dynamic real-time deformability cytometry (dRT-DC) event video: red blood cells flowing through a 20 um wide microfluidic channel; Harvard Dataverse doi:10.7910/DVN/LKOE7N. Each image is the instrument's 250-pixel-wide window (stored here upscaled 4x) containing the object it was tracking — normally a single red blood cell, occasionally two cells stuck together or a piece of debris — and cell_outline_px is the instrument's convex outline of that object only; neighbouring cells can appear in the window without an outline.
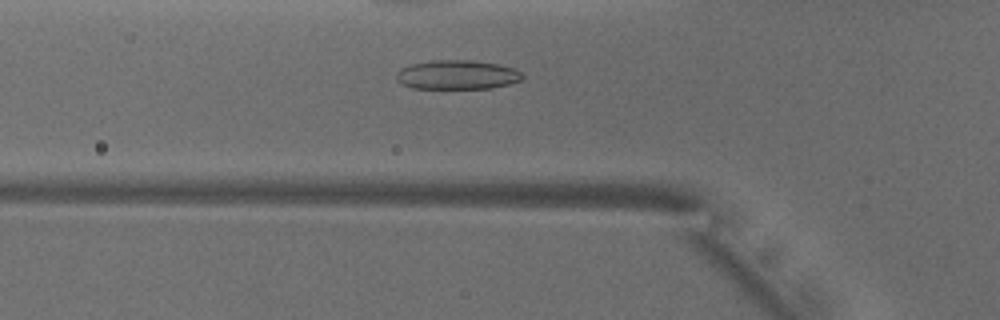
{"species": "common noctule bat (a hibernating species)", "species_latin": "Nyctalus noctula", "temperature_condition": "warm", "stored_images_in_passage": 39, "camera_frame_rate_fps": 3000, "um_per_image_px": 0.085, "animal": {"sex": "male", "body_mass_g": 18.8}, "frame": {"image": 1, "passage_image": 16, "time_ms": 5.0, "image_size_px": [1000, 320], "cell_outline_px": [[524, 76], [520, 80], [512, 84], [492, 88], [412, 88], [396, 80], [396, 72], [400, 68], [412, 64], [432, 60], [472, 60], [500, 64], [512, 68], [520, 72]], "centroid_in_image_um": [38.86, 6.35], "position_along_channel_um": 86.9, "area_um2": 21.5}}
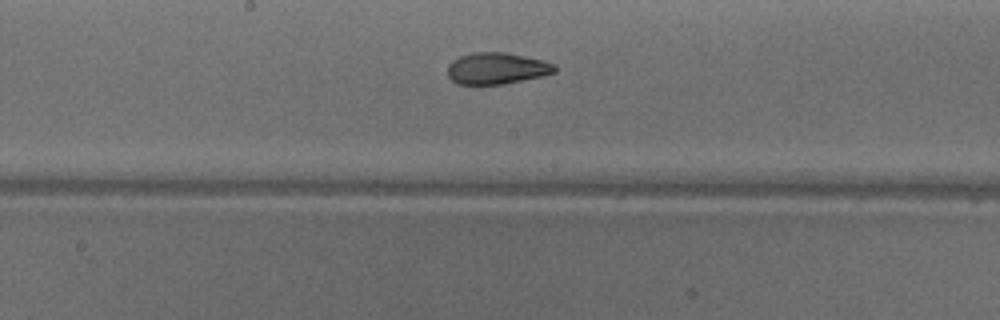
{"frame": {"image": 2, "passage_image": 25, "time_ms": 8.0, "image_size_px": [1000, 320], "cell_outline_px": [[556, 72], [540, 76], [500, 84], [456, 84], [448, 76], [448, 64], [452, 60], [460, 56], [472, 52], [504, 52], [544, 60], [556, 64]], "centroid_in_image_um": [42.2, 5.8], "position_along_channel_um": 206.0, "area_um2": 19.59}}
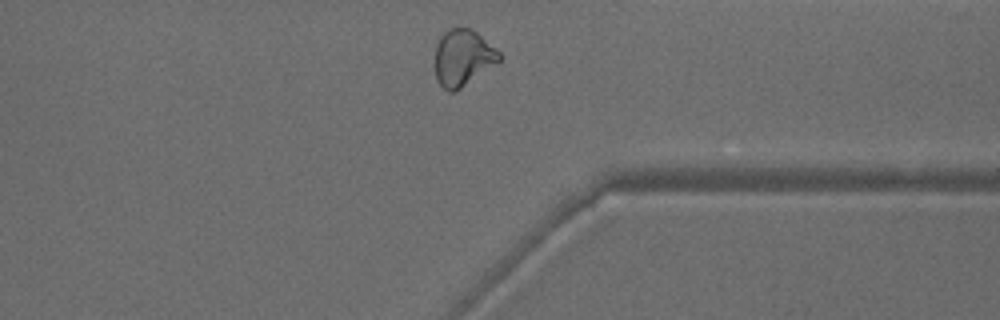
{"frame": {"image": 3, "passage_image": 38, "time_ms": 12.333, "image_size_px": [1000, 320], "cell_outline_px": [[504, 56], [500, 60], [460, 88], [452, 92], [448, 92], [436, 80], [436, 44], [440, 36], [444, 32], [452, 28], [472, 28], [496, 48]], "centroid_in_image_um": [39.35, 4.88], "position_along_channel_um": 372.1, "area_um2": 20.87}, "authors_computed_cell_mechanics": {"area_um2": 20.8658, "velocity_mm_per_s": 3.9377, "shape_relaxation_time_tau1_ms": 10.4057, "shape_relaxation_time_tau2_ms": 2.0614, "deformation_change_tau1": 0.2437, "deformation_change_tau2": 0.076}}